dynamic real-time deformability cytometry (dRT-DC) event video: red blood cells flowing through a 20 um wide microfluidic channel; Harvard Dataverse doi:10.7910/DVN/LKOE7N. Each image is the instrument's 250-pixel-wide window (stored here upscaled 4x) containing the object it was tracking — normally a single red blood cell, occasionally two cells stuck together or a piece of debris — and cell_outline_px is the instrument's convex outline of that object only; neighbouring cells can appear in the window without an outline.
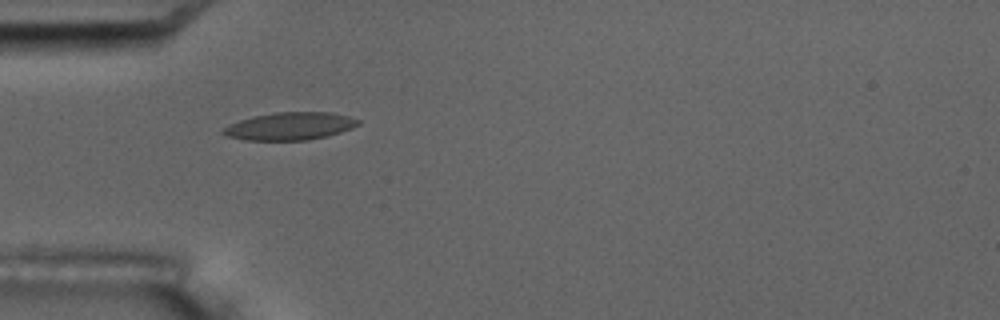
{"species": "common noctule bat (a hibernating species)", "species_latin": "Nyctalus noctula", "temperature_condition": "room temperature", "stored_images_in_passage": 3, "camera_frame_rate_fps": 3000, "um_per_image_px": 0.085, "animal": {"sex": "male", "body_mass_g": 17.5, "forearm_length_mm": 52.3}, "frame": {"image": 1, "passage_image": 1, "time_ms": 0.0, "image_size_px": [1000, 320], "cell_outline_px": [[360, 124], [352, 128], [328, 136], [308, 140], [244, 140], [224, 136], [220, 132], [228, 124], [252, 116], [276, 112], [332, 112], [348, 116], [360, 120]], "centroid_in_image_um": [24.62, 10.72], "position_along_channel_um": 60.4, "area_um2": 21.96}}